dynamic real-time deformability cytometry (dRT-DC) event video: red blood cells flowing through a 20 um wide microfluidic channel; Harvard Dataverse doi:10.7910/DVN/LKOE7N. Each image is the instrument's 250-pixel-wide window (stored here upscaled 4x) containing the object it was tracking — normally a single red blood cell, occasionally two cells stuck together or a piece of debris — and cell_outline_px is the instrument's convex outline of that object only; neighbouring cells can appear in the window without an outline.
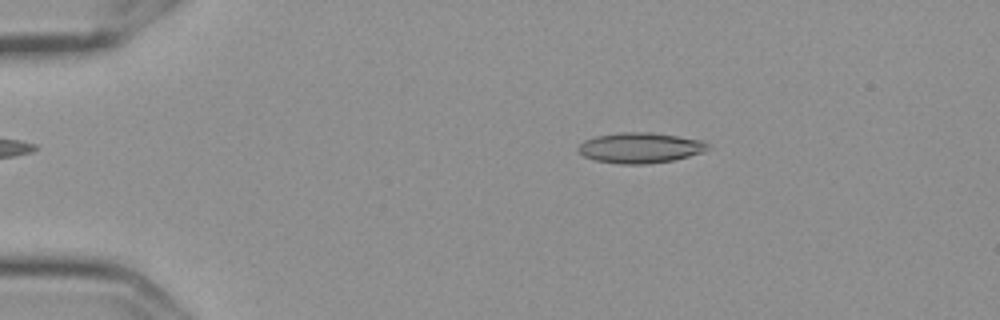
{"species": "Egyptian fruit bat (a non-hibernating species)", "species_latin": "Rousettus aegyptiacus", "temperature_condition": "cold", "stored_images_in_passage": 56, "camera_frame_rate_fps": 3000, "um_per_image_px": 0.085, "frame": {"image": 1, "passage_image": 10, "time_ms": 3.0, "image_size_px": [1000, 320], "cell_outline_px": [[708, 148], [704, 152], [672, 160], [648, 164], [620, 164], [596, 160], [584, 156], [576, 148], [584, 140], [596, 136], [620, 132], [652, 132], [704, 140], [708, 144]], "centroid_in_image_um": [54.42, 12.55], "position_along_channel_um": 30.6, "area_um2": 23.0}}
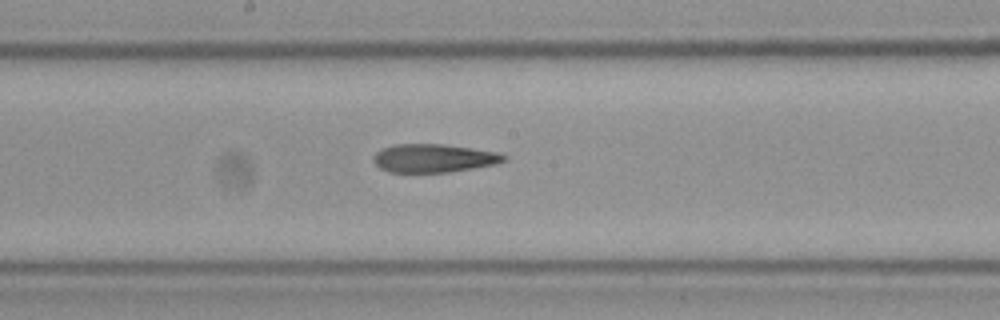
{"frame": {"image": 2, "passage_image": 30, "time_ms": 9.667, "image_size_px": [1000, 320], "cell_outline_px": [[508, 160], [496, 164], [448, 172], [388, 172], [380, 168], [372, 160], [372, 156], [376, 152], [384, 148], [396, 144], [444, 144], [500, 152], [508, 156]], "centroid_in_image_um": [36.9, 13.44], "position_along_channel_um": 211.3, "area_um2": 21.68}}
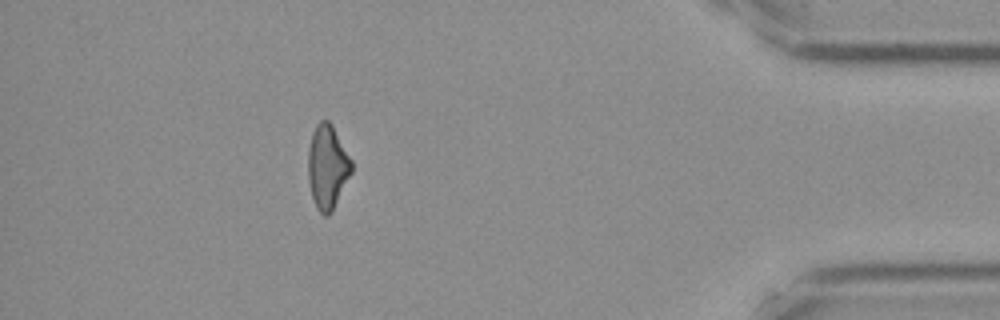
{"frame": {"image": 3, "passage_image": 50, "time_ms": 16.333, "image_size_px": [1000, 320], "cell_outline_px": [[352, 172], [332, 212], [328, 216], [324, 216], [316, 208], [312, 200], [308, 180], [308, 152], [312, 132], [316, 124], [320, 120], [328, 120], [332, 124], [352, 160]], "centroid_in_image_um": [27.82, 14.2], "position_along_channel_um": 407.4, "area_um2": 21.5}, "authors_computed_cell_mechanics": {"area_um2": 22.0218, "velocity_mm_per_s": 3.6198, "shape_relaxation_time_tau1_ms": null, "shape_relaxation_time_tau2_ms": 3.7115, "deformation_change_tau1": null, "deformation_change_tau2": 0.1448}}